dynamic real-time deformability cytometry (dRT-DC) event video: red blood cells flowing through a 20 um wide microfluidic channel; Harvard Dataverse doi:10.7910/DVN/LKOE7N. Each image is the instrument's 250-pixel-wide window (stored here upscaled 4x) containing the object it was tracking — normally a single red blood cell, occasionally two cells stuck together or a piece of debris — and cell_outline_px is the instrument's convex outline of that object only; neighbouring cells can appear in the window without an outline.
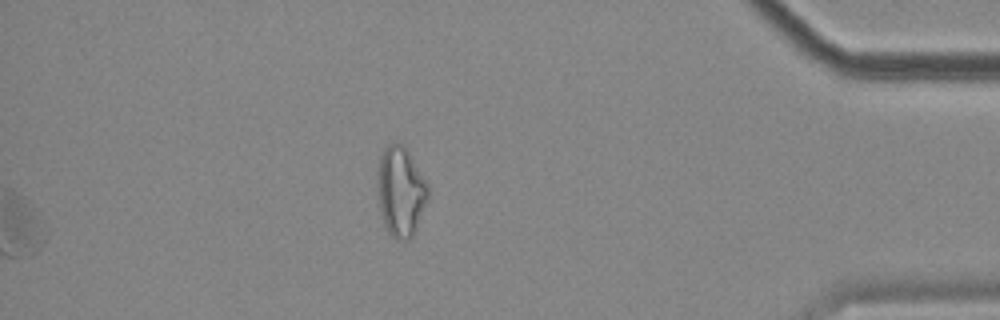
{"species": "common noctule bat (a hibernating species)", "species_latin": "Nyctalus noctula", "temperature_condition": "cold", "stored_images_in_passage": 45, "segment_of_instrument_passage": [2, 2], "camera_frame_rate_fps": 3000, "um_per_image_px": 0.085, "animal": {"sex": "female", "body_mass_g": 18.4}, "frame": {"image": 1, "passage_image": 45, "time_ms": 14.667, "image_size_px": [1000, 320], "cell_outline_px": [[428, 200], [412, 236], [408, 240], [396, 240], [388, 232], [384, 224], [380, 208], [380, 156], [384, 148], [388, 144], [396, 140], [404, 144], [428, 184]], "centroid_in_image_um": [34.1, 16.26], "position_along_channel_um": 401.1, "area_um2": 25.89}}